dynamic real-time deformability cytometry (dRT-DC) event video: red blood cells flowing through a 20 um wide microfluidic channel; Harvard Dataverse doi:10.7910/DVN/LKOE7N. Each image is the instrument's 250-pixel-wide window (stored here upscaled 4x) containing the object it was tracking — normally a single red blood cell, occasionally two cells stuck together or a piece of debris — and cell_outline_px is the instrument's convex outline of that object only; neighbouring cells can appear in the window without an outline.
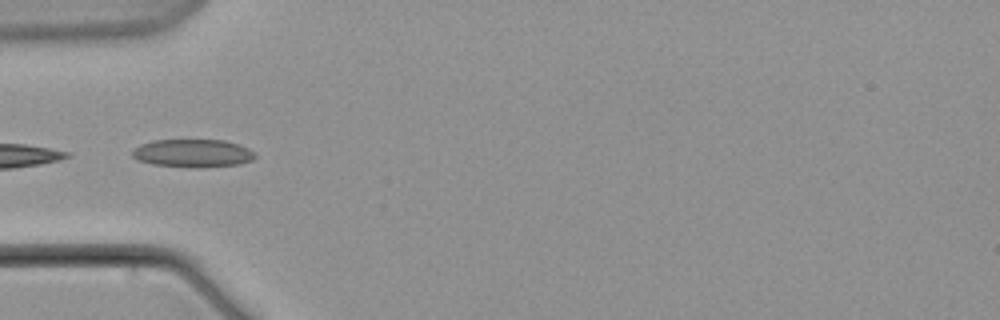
{"species": "common noctule bat (a hibernating species)", "species_latin": "Nyctalus noctula", "temperature_condition": "warm", "stored_images_in_passage": 9, "camera_frame_rate_fps": 3000, "um_per_image_px": 0.085, "animal": {"sex": "male", "body_mass_g": 21.5, "forearm_length_mm": 52.0}, "frame": {"image": 1, "passage_image": 7, "time_ms": 7.333, "image_size_px": [1000, 320], "cell_outline_px": [[256, 156], [252, 160], [240, 164], [200, 168], [196, 168], [152, 164], [136, 160], [132, 156], [132, 152], [140, 144], [152, 140], [224, 140], [248, 148], [256, 152]], "centroid_in_image_um": [16.39, 13.03], "position_along_channel_um": 68.6, "area_um2": 20.17}}
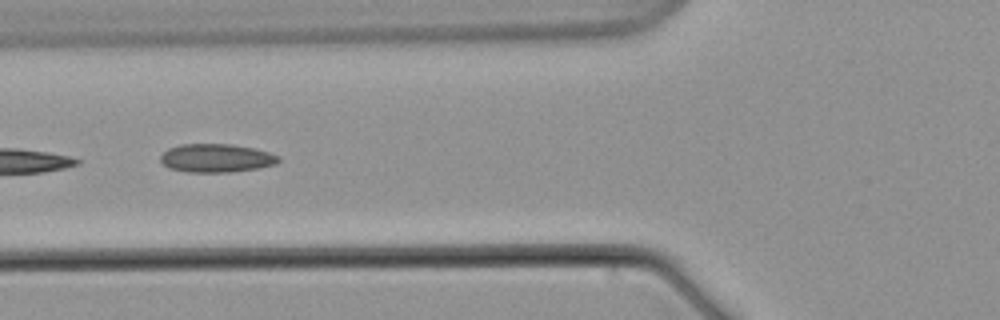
{"frame": {"image": 2, "passage_image": 8, "time_ms": 8.667, "image_size_px": [1000, 320], "cell_outline_px": [[280, 160], [276, 164], [256, 168], [232, 172], [188, 172], [168, 168], [160, 160], [160, 156], [168, 148], [180, 144], [232, 144], [252, 148], [268, 152], [280, 156]], "centroid_in_image_um": [18.37, 13.43], "position_along_channel_um": 107.4, "area_um2": 19.54}}